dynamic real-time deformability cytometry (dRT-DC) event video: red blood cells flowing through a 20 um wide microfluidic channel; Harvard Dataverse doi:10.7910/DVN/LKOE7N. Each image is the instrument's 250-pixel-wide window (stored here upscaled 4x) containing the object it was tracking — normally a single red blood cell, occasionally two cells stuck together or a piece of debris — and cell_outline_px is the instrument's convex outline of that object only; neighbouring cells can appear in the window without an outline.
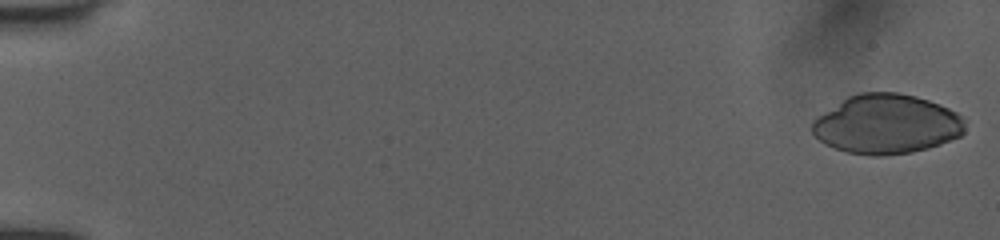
{"species": "human", "species_latin": "Homo sapiens", "temperature_condition": "room temperature", "stored_images_in_passage": 14, "camera_frame_rate_fps": 3000, "um_per_image_px": 0.085, "donor": {"sex": "female"}, "frame": {"image": 1, "passage_image": 1, "time_ms": 0.0, "image_size_px": [1000, 240], "cell_outline_px": [[964, 132], [960, 136], [940, 144], [928, 148], [912, 152], [884, 156], [872, 156], [848, 152], [824, 144], [812, 132], [812, 120], [848, 96], [860, 92], [900, 92], [916, 96], [940, 104], [964, 116]], "centroid_in_image_um": [75.37, 10.55], "position_along_channel_um": 9.6, "area_um2": 53.0}}
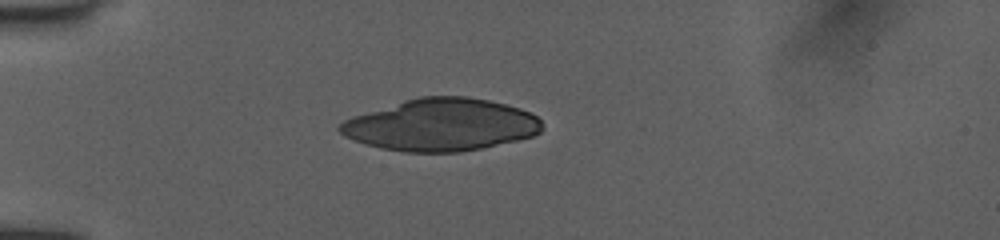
{"frame": {"image": 2, "passage_image": 10, "time_ms": 4.667, "image_size_px": [1000, 240], "cell_outline_px": [[544, 128], [540, 132], [532, 136], [516, 140], [480, 148], [460, 152], [404, 152], [380, 148], [364, 144], [344, 136], [336, 128], [344, 120], [352, 116], [404, 100], [420, 96], [464, 96], [488, 100], [520, 108], [536, 116], [544, 124]], "centroid_in_image_um": [37.46, 10.61], "position_along_channel_um": 47.5, "area_um2": 61.5}}